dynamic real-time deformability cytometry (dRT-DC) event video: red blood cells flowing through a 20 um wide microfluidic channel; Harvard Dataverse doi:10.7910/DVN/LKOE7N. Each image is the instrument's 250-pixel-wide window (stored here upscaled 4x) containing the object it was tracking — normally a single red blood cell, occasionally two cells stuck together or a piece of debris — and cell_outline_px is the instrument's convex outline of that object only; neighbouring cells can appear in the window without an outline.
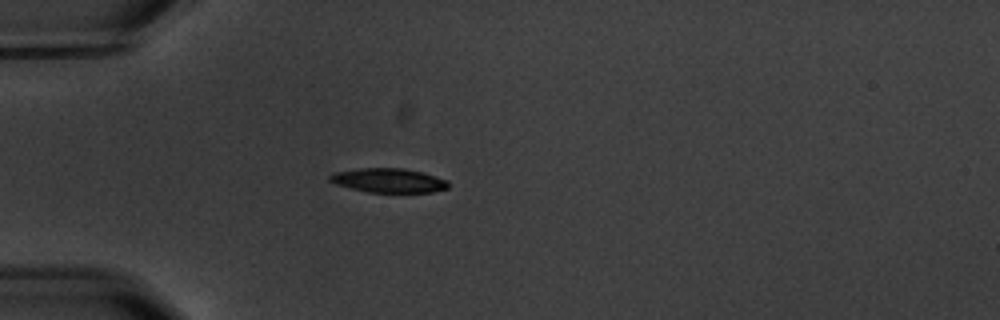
{"species": "common noctule bat (a hibernating species)", "species_latin": "Nyctalus noctula", "temperature_condition": "warm", "stored_images_in_passage": 3, "camera_frame_rate_fps": 3000, "um_per_image_px": 0.085, "animal": {"sex": "male", "body_mass_g": 20.1, "forearm_length_mm": 53.5}, "frame": {"image": 1, "passage_image": 3, "time_ms": 4.333, "image_size_px": [1000, 320], "cell_outline_px": [[448, 188], [432, 192], [368, 192], [336, 184], [328, 180], [328, 176], [332, 172], [360, 168], [404, 168], [420, 172], [448, 180]], "centroid_in_image_um": [32.99, 15.33], "position_along_channel_um": 52.0, "area_um2": 16.65}}